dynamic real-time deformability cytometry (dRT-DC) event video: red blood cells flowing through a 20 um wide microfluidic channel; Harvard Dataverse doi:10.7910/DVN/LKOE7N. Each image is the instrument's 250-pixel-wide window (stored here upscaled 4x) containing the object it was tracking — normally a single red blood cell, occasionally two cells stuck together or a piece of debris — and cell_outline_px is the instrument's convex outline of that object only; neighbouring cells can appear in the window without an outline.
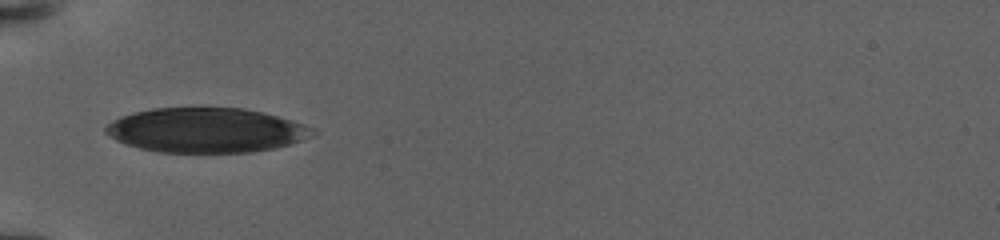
{"species": "human", "species_latin": "Homo sapiens", "temperature_condition": "warm", "stored_images_in_passage": 76, "camera_frame_rate_fps": 3000, "um_per_image_px": 0.085, "donor": {"sex": "female"}, "frame": {"image": 1, "passage_image": 1, "time_ms": 0.0, "image_size_px": [1000, 240], "cell_outline_px": [[316, 132], [312, 136], [276, 148], [252, 152], [160, 152], [140, 148], [116, 140], [108, 136], [104, 132], [104, 128], [112, 120], [120, 116], [152, 108], [244, 108], [292, 120], [304, 124], [312, 128]], "centroid_in_image_um": [17.49, 11.07], "position_along_channel_um": 67.5, "area_um2": 53.52}}
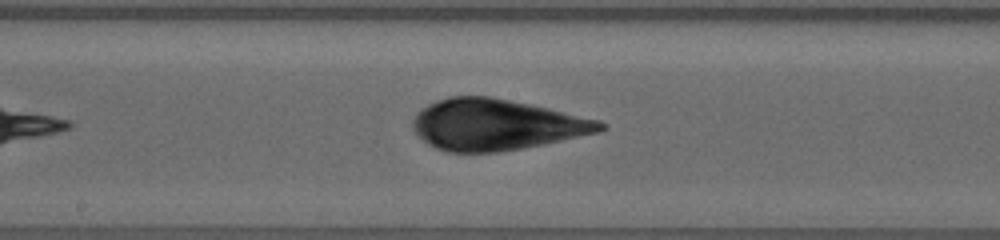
{"frame": {"image": 2, "passage_image": 25, "time_ms": 5.0, "image_size_px": [1000, 240], "cell_outline_px": [[608, 128], [600, 132], [544, 144], [524, 148], [496, 152], [448, 152], [436, 148], [428, 144], [412, 128], [412, 120], [416, 112], [420, 108], [436, 100], [452, 96], [488, 96], [548, 108], [600, 120], [608, 124]], "centroid_in_image_um": [42.18, 10.6], "position_along_channel_um": 206.0, "area_um2": 55.72}}
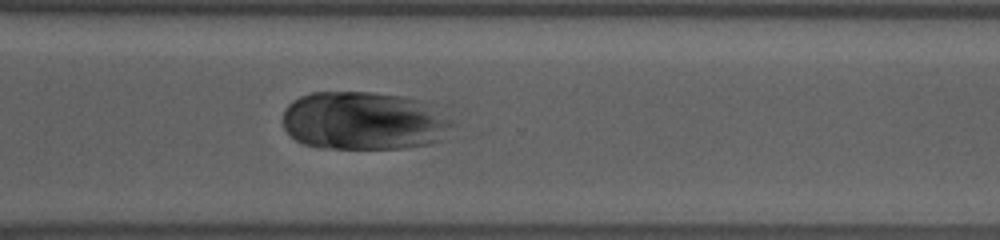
{"frame": {"image": 3, "passage_image": 48, "time_ms": 9.667, "image_size_px": [1000, 240], "cell_outline_px": [[456, 124], [444, 140], [432, 144], [404, 148], [316, 148], [304, 144], [296, 140], [284, 128], [284, 108], [292, 100], [300, 96], [312, 92], [372, 92], [404, 96], [452, 104]], "centroid_in_image_um": [31.2, 10.24], "position_along_channel_um": 339.4, "area_um2": 60.46}}